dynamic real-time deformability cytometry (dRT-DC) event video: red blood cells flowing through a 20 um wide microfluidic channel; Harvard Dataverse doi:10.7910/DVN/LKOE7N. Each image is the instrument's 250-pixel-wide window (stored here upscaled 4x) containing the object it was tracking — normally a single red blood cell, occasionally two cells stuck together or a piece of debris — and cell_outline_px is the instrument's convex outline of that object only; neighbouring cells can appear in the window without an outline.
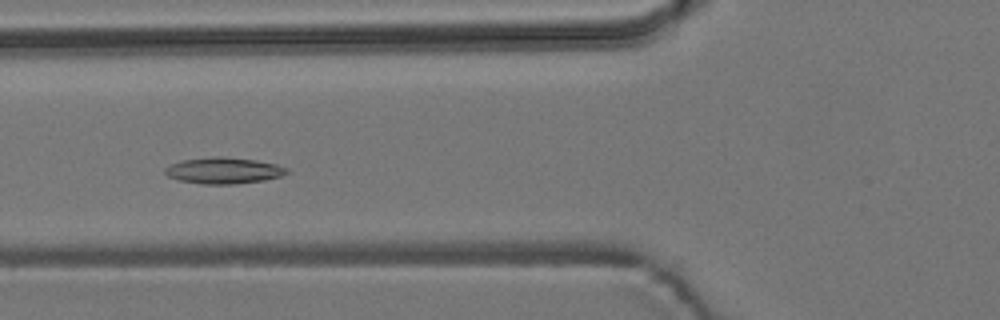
{"species": "common noctule bat (a hibernating species)", "species_latin": "Nyctalus noctula", "temperature_condition": "room temperature", "stored_images_in_passage": 7, "camera_frame_rate_fps": 3000, "um_per_image_px": 0.085, "animal": {"sex": "male", "body_mass_g": 19.2, "forearm_length_mm": 51.8}, "frame": {"image": 1, "passage_image": 5, "time_ms": 5.333, "image_size_px": [1000, 320], "cell_outline_px": [[288, 172], [280, 176], [264, 180], [236, 184], [200, 184], [180, 180], [168, 176], [164, 172], [164, 168], [180, 160], [216, 156], [256, 160], [276, 164], [288, 168]], "centroid_in_image_um": [18.99, 14.5], "position_along_channel_um": 106.8, "area_um2": 18.55}}
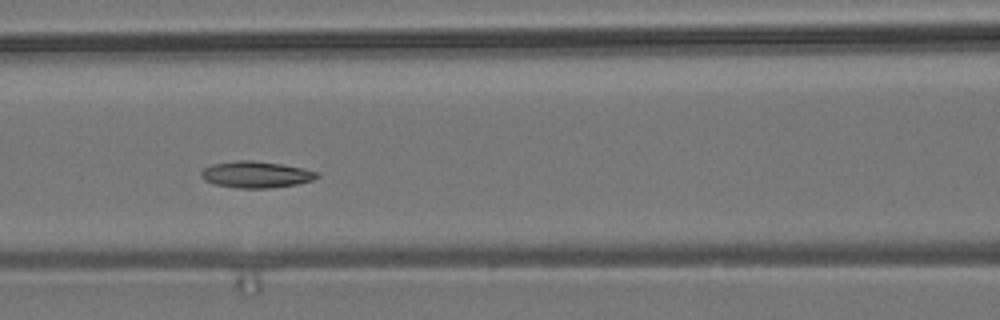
{"frame": {"image": 2, "passage_image": 6, "time_ms": 6.333, "image_size_px": [1000, 320], "cell_outline_px": [[320, 176], [312, 180], [296, 184], [268, 188], [236, 188], [216, 184], [204, 180], [200, 176], [200, 172], [204, 168], [212, 164], [236, 160], [252, 160], [280, 164], [304, 168], [320, 172]], "centroid_in_image_um": [21.76, 14.83], "position_along_channel_um": 144.8, "area_um2": 17.92}}
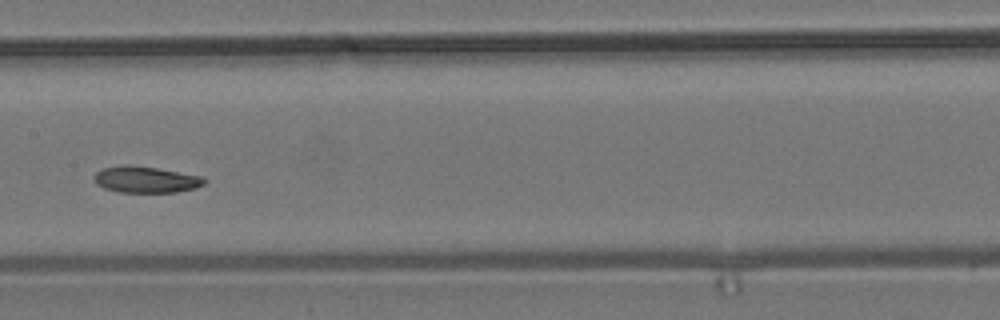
{"frame": {"image": 3, "passage_image": 7, "time_ms": 7.667, "image_size_px": [1000, 320], "cell_outline_px": [[208, 180], [204, 184], [196, 188], [176, 192], [120, 192], [104, 188], [96, 184], [92, 176], [100, 168], [128, 164], [156, 168], [200, 176]], "centroid_in_image_um": [12.35, 15.26], "position_along_channel_um": 195.1, "area_um2": 16.99}}